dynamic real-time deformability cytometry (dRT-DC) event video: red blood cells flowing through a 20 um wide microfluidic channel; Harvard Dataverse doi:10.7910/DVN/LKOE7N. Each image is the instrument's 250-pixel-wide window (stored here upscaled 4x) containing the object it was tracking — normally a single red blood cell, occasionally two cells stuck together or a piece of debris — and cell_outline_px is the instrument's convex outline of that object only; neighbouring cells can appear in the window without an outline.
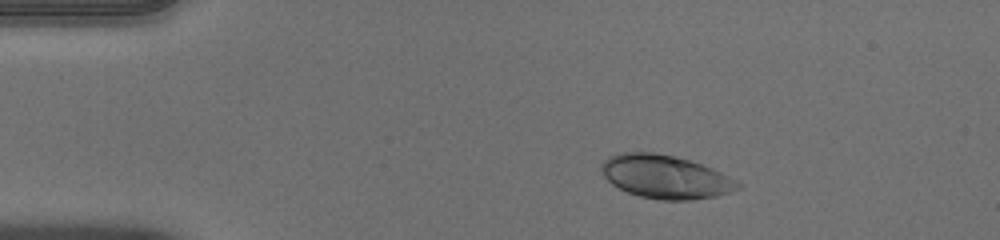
{"species": "human", "species_latin": "Homo sapiens", "temperature_condition": "warm", "stored_images_in_passage": 43, "camera_frame_rate_fps": 3000, "um_per_image_px": 0.085, "donor": {"sex": "male"}, "frame": {"image": 1, "passage_image": 1, "time_ms": 0.0, "image_size_px": [1000, 240], "cell_outline_px": [[744, 184], [740, 188], [732, 192], [716, 196], [692, 200], [660, 200], [640, 196], [628, 192], [612, 184], [604, 176], [600, 168], [600, 164], [608, 156], [620, 152], [652, 152], [672, 156], [688, 160], [712, 168]], "centroid_in_image_um": [56.56, 15.03], "position_along_channel_um": 28.4, "area_um2": 34.51}}
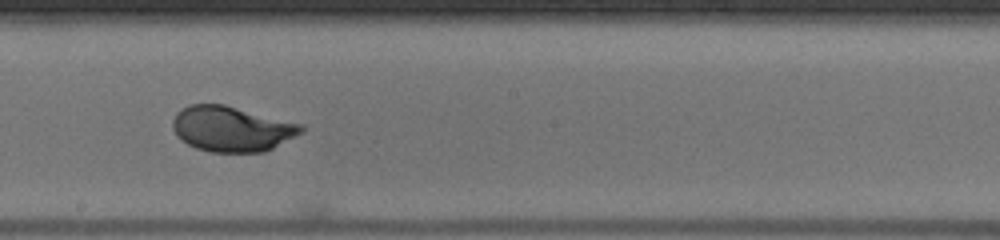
{"frame": {"image": 2, "passage_image": 21, "time_ms": 6.667, "image_size_px": [1000, 240], "cell_outline_px": [[304, 132], [264, 152], [212, 152], [196, 148], [180, 140], [176, 136], [172, 128], [172, 120], [176, 112], [188, 104], [224, 104], [304, 124]], "centroid_in_image_um": [19.68, 10.94], "position_along_channel_um": 228.5, "area_um2": 34.28}}
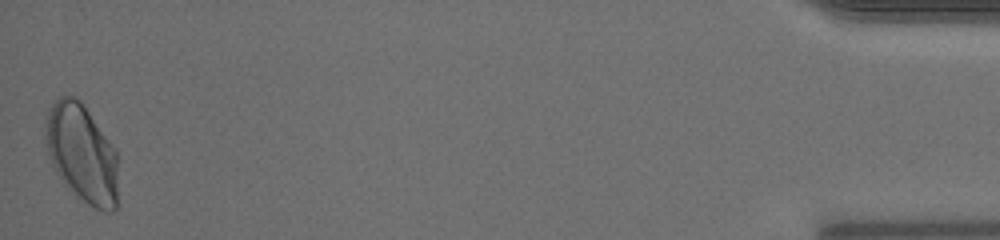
{"frame": {"image": 3, "passage_image": 43, "time_ms": 14.0, "image_size_px": [1000, 240], "cell_outline_px": [[116, 208], [112, 212], [104, 212], [88, 204], [64, 184], [52, 164], [48, 152], [44, 136], [48, 112], [52, 104], [60, 96], [76, 96], [84, 104], [116, 152]], "centroid_in_image_um": [6.94, 13.02], "position_along_channel_um": 428.3, "area_um2": 40.86}, "authors_computed_cell_mechanics": {"area_um2": 34.2754, "velocity_mm_per_s": 3.9801, "shape_relaxation_time_tau1_ms": 3.5669, "shape_relaxation_time_tau2_ms": 3.1846, "deformation_change_tau1": 0.1527, "deformation_change_tau2": null}}